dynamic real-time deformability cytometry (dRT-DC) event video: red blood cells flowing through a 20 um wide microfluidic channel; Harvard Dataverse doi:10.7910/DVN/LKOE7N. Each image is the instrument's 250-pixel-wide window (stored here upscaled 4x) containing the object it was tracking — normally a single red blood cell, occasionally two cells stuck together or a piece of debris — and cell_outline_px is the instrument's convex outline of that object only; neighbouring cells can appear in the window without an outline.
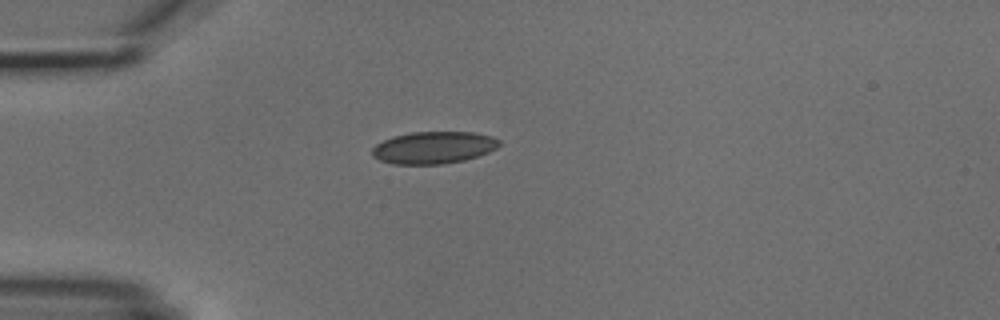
{"species": "common noctule bat (a hibernating species)", "species_latin": "Nyctalus noctula", "temperature_condition": "cold", "stored_images_in_passage": 1, "camera_frame_rate_fps": 3000, "um_per_image_px": 0.085, "animal": {"sex": "male", "body_mass_g": 18.8}, "frame": {"image": 1, "passage_image": 1, "time_ms": 0.0, "image_size_px": [1000, 320], "cell_outline_px": [[500, 144], [496, 148], [488, 152], [464, 160], [444, 164], [392, 164], [380, 160], [372, 156], [372, 148], [376, 144], [392, 136], [412, 132], [472, 132], [492, 136], [500, 140]], "centroid_in_image_um": [36.84, 12.54], "position_along_channel_um": 48.2, "area_um2": 23.81}}